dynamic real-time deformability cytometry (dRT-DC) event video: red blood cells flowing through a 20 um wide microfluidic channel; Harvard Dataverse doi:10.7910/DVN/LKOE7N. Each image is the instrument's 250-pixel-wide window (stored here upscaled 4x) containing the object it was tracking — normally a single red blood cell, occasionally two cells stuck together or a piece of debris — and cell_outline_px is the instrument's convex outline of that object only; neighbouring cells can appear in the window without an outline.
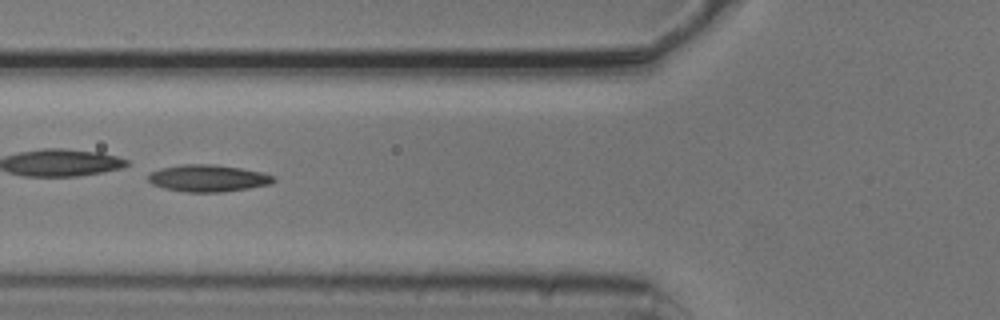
{"species": "common noctule bat (a hibernating species)", "species_latin": "Nyctalus noctula", "temperature_condition": "cold", "stored_images_in_passage": 4, "camera_frame_rate_fps": 3000, "um_per_image_px": 0.085, "animal": {"sex": "male", "body_mass_g": 20.5, "forearm_length_mm": 52.5}, "frame": {"image": 1, "passage_image": 4, "time_ms": 1.0, "image_size_px": [1000, 320], "cell_outline_px": [[276, 180], [272, 184], [224, 192], [188, 192], [164, 188], [152, 184], [148, 180], [148, 176], [152, 172], [160, 168], [180, 164], [212, 164], [240, 168], [260, 172], [276, 176]], "centroid_in_image_um": [17.7, 15.15], "position_along_channel_um": 108.1, "area_um2": 19.71}}